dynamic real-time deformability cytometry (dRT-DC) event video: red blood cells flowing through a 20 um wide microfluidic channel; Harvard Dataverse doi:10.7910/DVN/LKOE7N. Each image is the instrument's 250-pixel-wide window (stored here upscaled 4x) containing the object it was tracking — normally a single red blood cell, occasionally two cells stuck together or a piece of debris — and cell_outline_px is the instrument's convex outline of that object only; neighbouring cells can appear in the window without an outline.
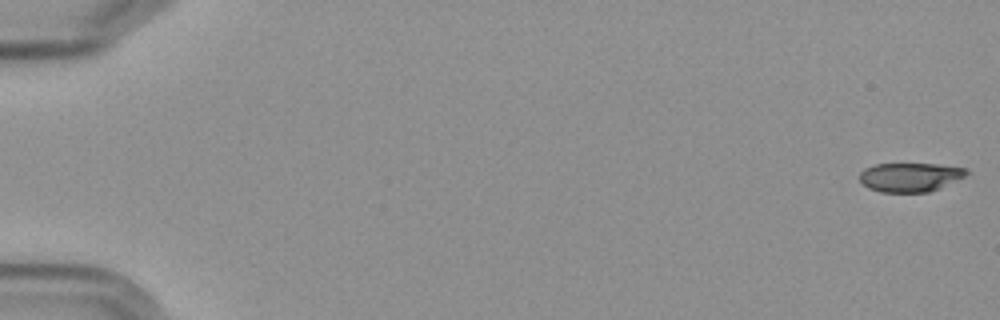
{"species": "Egyptian fruit bat (a non-hibernating species)", "species_latin": "Rousettus aegyptiacus", "temperature_condition": "cold", "stored_images_in_passage": 6, "camera_frame_rate_fps": 3000, "um_per_image_px": 0.085, "frame": {"image": 1, "passage_image": 1, "time_ms": 0.0, "image_size_px": [1000, 320], "cell_outline_px": [[972, 172], [940, 188], [928, 192], [880, 192], [868, 188], [860, 180], [860, 172], [864, 168], [876, 164], [936, 164], [968, 168]], "centroid_in_image_um": [77.38, 15.05], "position_along_channel_um": 7.6, "area_um2": 18.09}}
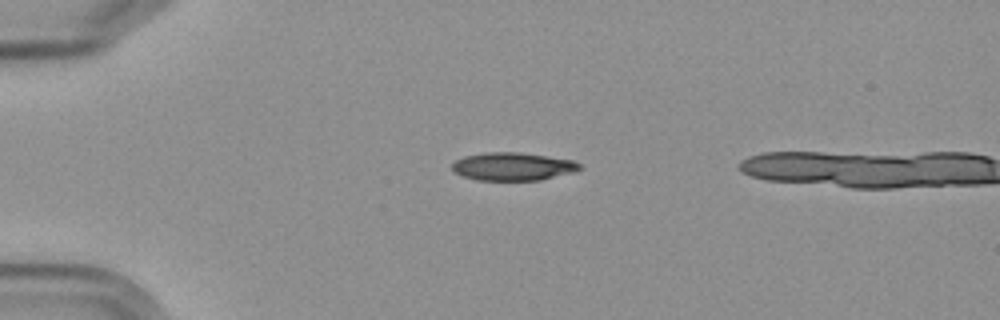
{"frame": {"image": 2, "passage_image": 5, "time_ms": 4.667, "image_size_px": [1000, 320], "cell_outline_px": [[580, 168], [572, 172], [540, 180], [476, 180], [464, 176], [456, 172], [452, 168], [452, 164], [456, 160], [464, 156], [488, 152], [520, 152], [572, 160], [580, 164]], "centroid_in_image_um": [43.57, 14.15], "position_along_channel_um": 41.4, "area_um2": 20.52}}